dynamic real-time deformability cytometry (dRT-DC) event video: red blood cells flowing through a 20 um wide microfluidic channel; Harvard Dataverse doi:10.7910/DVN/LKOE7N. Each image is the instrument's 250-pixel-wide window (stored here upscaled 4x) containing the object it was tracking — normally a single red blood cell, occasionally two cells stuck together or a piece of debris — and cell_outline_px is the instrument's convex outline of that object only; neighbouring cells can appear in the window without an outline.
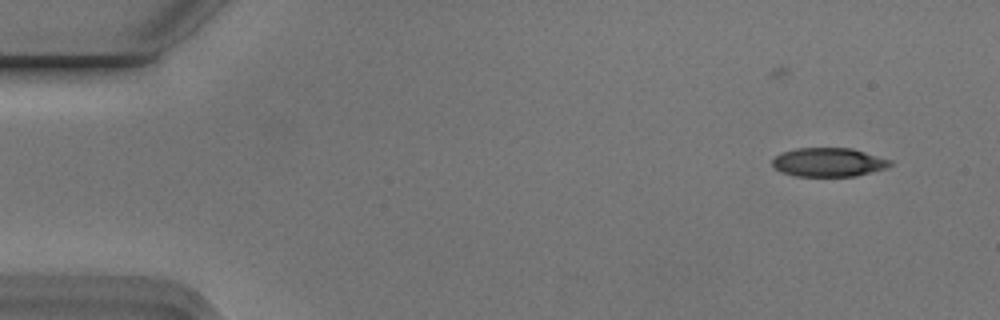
{"species": "Egyptian fruit bat (a non-hibernating species)", "species_latin": "Rousettus aegyptiacus", "temperature_condition": "cold", "stored_images_in_passage": 2, "camera_frame_rate_fps": 3000, "um_per_image_px": 0.085, "animal": {"sex": "male"}, "frame": {"image": 1, "passage_image": 2, "time_ms": 0.333, "image_size_px": [1000, 320], "cell_outline_px": [[892, 164], [888, 168], [856, 176], [796, 176], [784, 172], [776, 168], [772, 164], [772, 160], [780, 152], [796, 148], [852, 148], [892, 160]], "centroid_in_image_um": [70.46, 13.78], "position_along_channel_um": 14.5, "area_um2": 19.83}}